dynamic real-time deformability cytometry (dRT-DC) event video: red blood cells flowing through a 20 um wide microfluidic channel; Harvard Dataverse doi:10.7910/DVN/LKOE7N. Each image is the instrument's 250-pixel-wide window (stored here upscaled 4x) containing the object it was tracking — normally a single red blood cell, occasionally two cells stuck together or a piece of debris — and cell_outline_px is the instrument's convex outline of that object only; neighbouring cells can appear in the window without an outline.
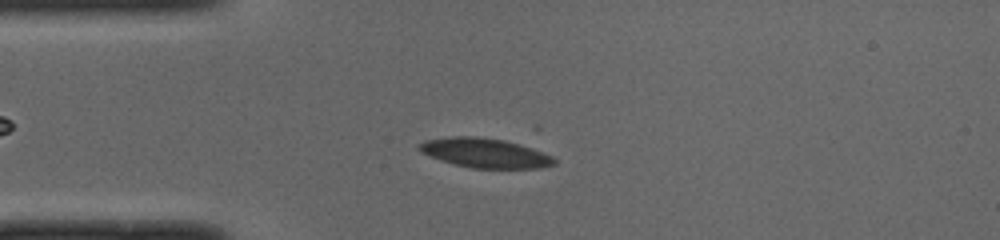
{"species": "common noctule bat (a hibernating species)", "species_latin": "Nyctalus noctula", "temperature_condition": "cold", "stored_images_in_passage": 30, "camera_frame_rate_fps": 3000, "um_per_image_px": 0.085, "animal": {"sex": "male", "body_mass_g": 19.0, "forearm_length_mm": 50.8}, "frame": {"image": 1, "passage_image": 1, "time_ms": 0.0, "image_size_px": [1000, 240], "cell_outline_px": [[556, 164], [540, 168], [472, 168], [440, 160], [420, 152], [420, 144], [424, 140], [452, 136], [476, 136], [504, 140], [552, 156], [556, 160]], "centroid_in_image_um": [41.19, 13.0], "position_along_channel_um": 43.8, "area_um2": 22.77}}
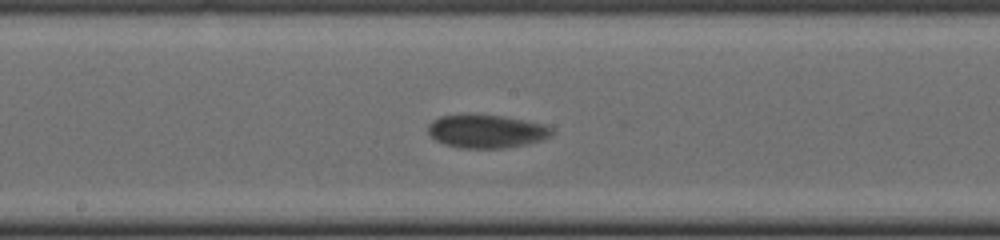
{"frame": {"image": 2, "passage_image": 15, "time_ms": 4.667, "image_size_px": [1000, 240], "cell_outline_px": [[552, 136], [544, 140], [528, 144], [504, 148], [460, 148], [444, 144], [436, 140], [428, 132], [428, 124], [432, 120], [440, 116], [504, 116], [544, 124], [552, 128]], "centroid_in_image_um": [41.39, 11.19], "position_along_channel_um": 206.8, "area_um2": 23.76}}
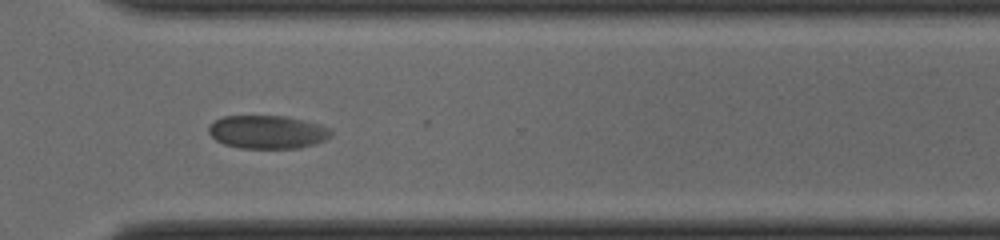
{"frame": {"image": 3, "passage_image": 26, "time_ms": 8.333, "image_size_px": [1000, 240], "cell_outline_px": [[332, 136], [324, 140], [300, 148], [240, 148], [224, 144], [216, 140], [208, 132], [208, 128], [216, 120], [224, 116], [284, 116], [320, 124], [328, 128], [332, 132]], "centroid_in_image_um": [22.73, 11.22], "position_along_channel_um": 347.9, "area_um2": 23.52}, "authors_computed_cell_mechanics": {"area_um2": 23.6691, "velocity_mm_per_s": 3.8274, "shape_relaxation_time_tau1_ms": 2.3284, "shape_relaxation_time_tau2_ms": null, "deformation_change_tau1": 0.0702, "deformation_change_tau2": null}}